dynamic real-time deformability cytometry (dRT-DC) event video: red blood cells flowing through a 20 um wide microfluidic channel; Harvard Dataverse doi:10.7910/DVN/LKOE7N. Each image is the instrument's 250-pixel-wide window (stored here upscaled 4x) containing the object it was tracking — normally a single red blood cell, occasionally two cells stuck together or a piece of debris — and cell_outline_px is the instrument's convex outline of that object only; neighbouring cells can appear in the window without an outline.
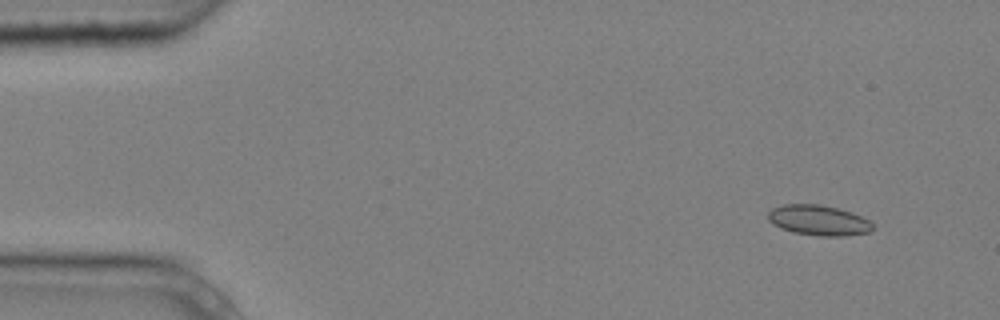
{"species": "common noctule bat (a hibernating species)", "species_latin": "Nyctalus noctula", "temperature_condition": "cold", "stored_images_in_passage": 4, "camera_frame_rate_fps": 3000, "um_per_image_px": 0.085, "animal": {"sex": "male", "body_mass_g": 20.4}, "frame": {"image": 1, "passage_image": 1, "time_ms": 0.0, "image_size_px": [1000, 320], "cell_outline_px": [[872, 232], [844, 236], [820, 236], [792, 232], [780, 228], [772, 224], [768, 220], [768, 212], [772, 208], [784, 204], [820, 204], [852, 212], [868, 220], [872, 224]], "centroid_in_image_um": [69.55, 18.73], "position_along_channel_um": 15.4, "area_um2": 18.55}}
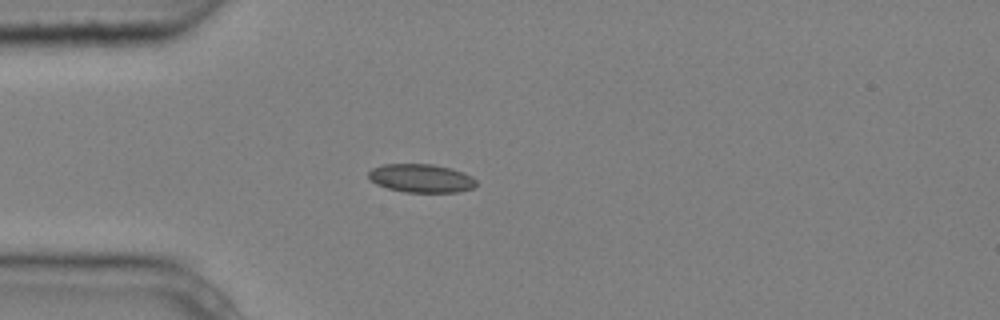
{"frame": {"image": 2, "passage_image": 4, "time_ms": 1.0, "image_size_px": [1000, 320], "cell_outline_px": [[476, 188], [456, 192], [404, 192], [388, 188], [376, 184], [368, 180], [368, 172], [372, 168], [384, 164], [432, 164], [452, 168], [464, 172], [472, 176], [476, 180]], "centroid_in_image_um": [35.81, 15.15], "position_along_channel_um": 49.2, "area_um2": 18.09}}